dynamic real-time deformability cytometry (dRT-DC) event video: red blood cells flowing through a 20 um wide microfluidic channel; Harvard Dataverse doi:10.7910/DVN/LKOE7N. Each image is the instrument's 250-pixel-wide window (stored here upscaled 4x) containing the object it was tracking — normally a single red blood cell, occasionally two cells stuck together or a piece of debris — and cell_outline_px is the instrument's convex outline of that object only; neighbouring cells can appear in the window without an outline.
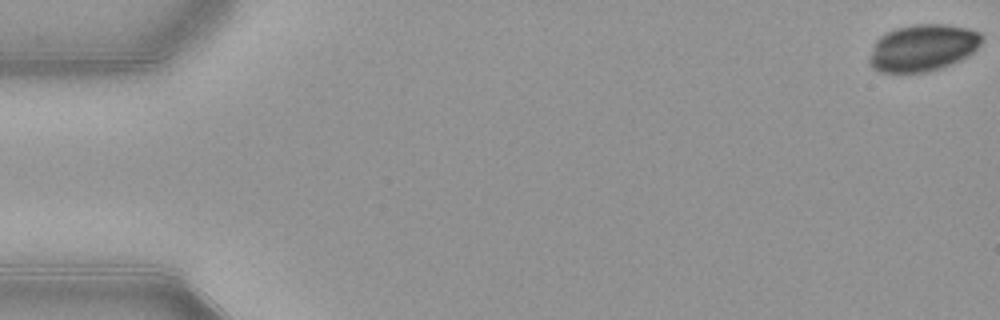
{"species": "common noctule bat (a hibernating species)", "species_latin": "Nyctalus noctula", "temperature_condition": "warm", "stored_images_in_passage": 12, "camera_frame_rate_fps": 3000, "um_per_image_px": 0.085, "animal": {"sex": "female", "body_mass_g": 21.9}, "frame": {"image": 1, "passage_image": 1, "time_ms": 0.0, "image_size_px": [1000, 320], "cell_outline_px": [[984, 40], [968, 56], [960, 60], [940, 68], [928, 72], [880, 72], [872, 68], [868, 64], [868, 60], [876, 40], [880, 36], [896, 28], [916, 24], [944, 24], [968, 28], [980, 32], [984, 36]], "centroid_in_image_um": [78.44, 4.06], "position_along_channel_um": 6.6, "area_um2": 30.75}}